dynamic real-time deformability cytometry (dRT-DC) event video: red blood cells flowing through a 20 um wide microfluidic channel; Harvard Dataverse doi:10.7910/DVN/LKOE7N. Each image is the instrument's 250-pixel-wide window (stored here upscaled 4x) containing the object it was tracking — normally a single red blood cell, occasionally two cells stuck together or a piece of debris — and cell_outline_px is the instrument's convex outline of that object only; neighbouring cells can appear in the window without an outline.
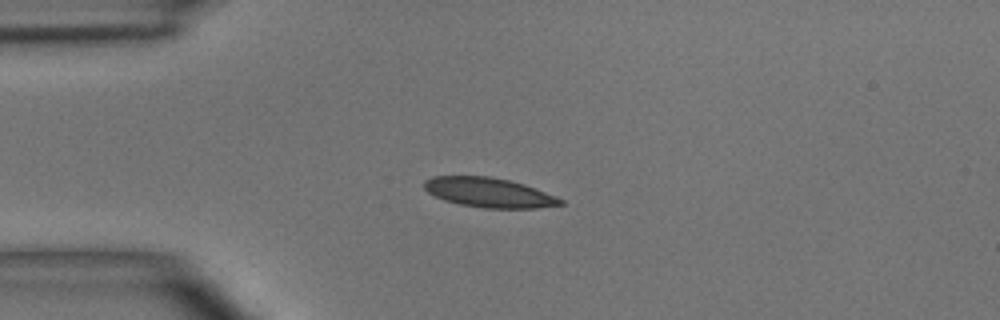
{"species": "common noctule bat (a hibernating species)", "species_latin": "Nyctalus noctula", "temperature_condition": "room temperature", "stored_images_in_passage": 3, "camera_frame_rate_fps": 3000, "um_per_image_px": 0.085, "animal": {"sex": "male", "body_mass_g": 15.6}, "frame": {"image": 1, "passage_image": 1, "time_ms": 0.0, "image_size_px": [1000, 320], "cell_outline_px": [[564, 204], [536, 208], [484, 208], [460, 204], [444, 200], [428, 192], [424, 188], [424, 180], [432, 176], [488, 176], [508, 180], [524, 184], [556, 196], [564, 200]], "centroid_in_image_um": [41.56, 16.36], "position_along_channel_um": 43.4, "area_um2": 23.41}}
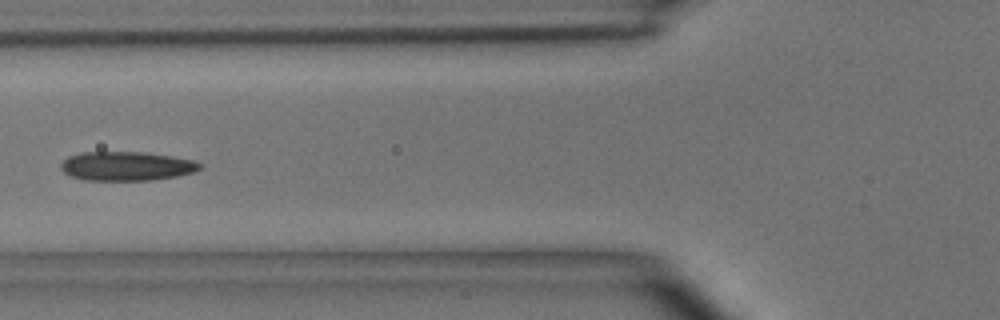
{"frame": {"image": 2, "passage_image": 3, "time_ms": 2.333, "image_size_px": [1000, 320], "cell_outline_px": [[204, 164], [200, 168], [192, 172], [176, 176], [152, 180], [84, 180], [72, 176], [64, 172], [60, 168], [60, 164], [68, 156], [80, 152], [144, 152], [172, 156], [196, 160]], "centroid_in_image_um": [10.76, 14.11], "position_along_channel_um": 115.0, "area_um2": 23.64}}